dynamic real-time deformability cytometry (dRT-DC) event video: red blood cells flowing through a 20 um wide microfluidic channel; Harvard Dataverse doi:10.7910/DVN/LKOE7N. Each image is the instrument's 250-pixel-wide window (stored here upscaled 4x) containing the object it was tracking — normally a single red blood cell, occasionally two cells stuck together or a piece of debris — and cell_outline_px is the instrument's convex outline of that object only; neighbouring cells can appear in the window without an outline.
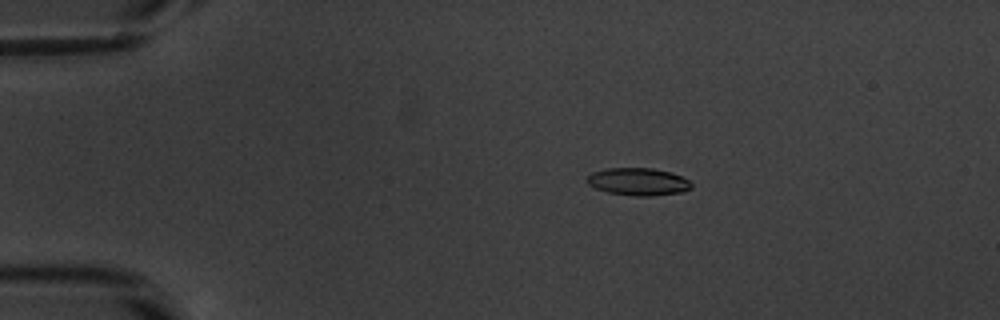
{"species": "common noctule bat (a hibernating species)", "species_latin": "Nyctalus noctula", "temperature_condition": "warm", "stored_images_in_passage": 53, "camera_frame_rate_fps": 3000, "um_per_image_px": 0.085, "animal": {"sex": "male", "body_mass_g": 20.1, "forearm_length_mm": 53.5}, "frame": {"image": 1, "passage_image": 10, "time_ms": 3.0, "image_size_px": [1000, 320], "cell_outline_px": [[692, 188], [684, 192], [648, 196], [636, 196], [608, 192], [596, 188], [588, 184], [588, 176], [592, 172], [608, 168], [652, 168], [672, 172], [688, 180], [692, 184]], "centroid_in_image_um": [54.28, 15.44], "position_along_channel_um": 30.7, "area_um2": 16.65}}
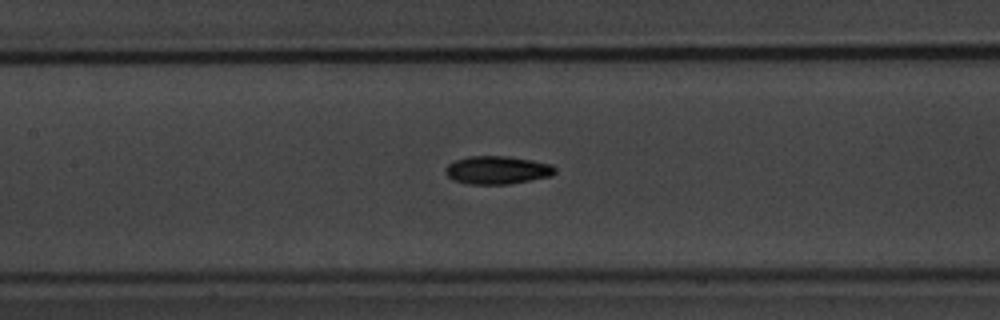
{"frame": {"image": 2, "passage_image": 25, "time_ms": 8.0, "image_size_px": [1000, 320], "cell_outline_px": [[556, 172], [552, 176], [508, 184], [472, 184], [452, 180], [444, 172], [444, 168], [448, 164], [456, 160], [468, 156], [508, 156], [532, 160], [552, 164], [556, 168]], "centroid_in_image_um": [42.27, 14.45], "position_along_channel_um": 165.1, "area_um2": 18.03}}
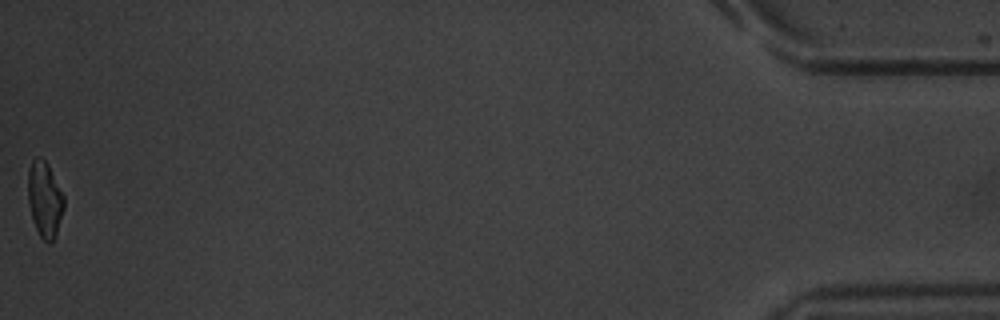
{"frame": {"image": 3, "passage_image": 53, "time_ms": 17.333, "image_size_px": [1000, 320], "cell_outline_px": [[64, 208], [52, 244], [48, 244], [40, 236], [32, 220], [28, 204], [28, 172], [32, 160], [36, 156], [40, 156], [48, 164], [64, 196]], "centroid_in_image_um": [3.79, 16.94], "position_along_channel_um": 431.4, "area_um2": 15.9}, "authors_computed_cell_mechanics": {"area_um2": 16.762, "velocity_mm_per_s": 3.847, "shape_relaxation_time_tau1_ms": 3.3691, "shape_relaxation_time_tau2_ms": 10.7745, "deformation_change_tau1": 0.1417, "deformation_change_tau2": 0.1779}}